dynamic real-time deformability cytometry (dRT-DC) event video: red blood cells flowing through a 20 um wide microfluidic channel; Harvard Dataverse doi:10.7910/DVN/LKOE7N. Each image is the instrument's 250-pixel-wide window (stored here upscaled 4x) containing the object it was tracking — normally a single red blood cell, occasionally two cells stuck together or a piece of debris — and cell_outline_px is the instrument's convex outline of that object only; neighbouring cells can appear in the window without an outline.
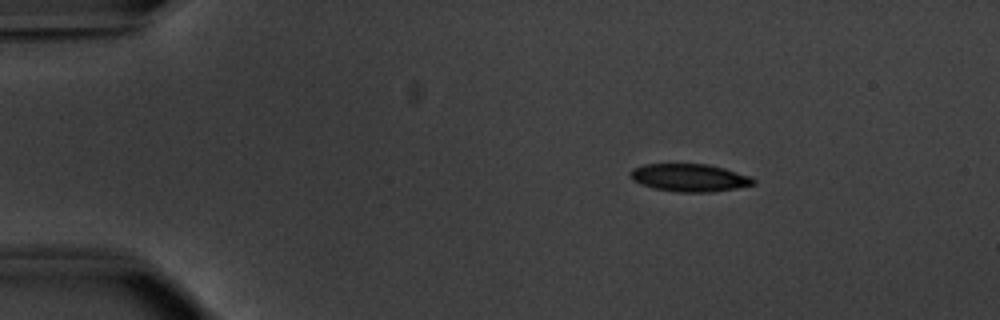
{"species": "common noctule bat (a hibernating species)", "species_latin": "Nyctalus noctula", "temperature_condition": "warm", "stored_images_in_passage": 52, "camera_frame_rate_fps": 3000, "um_per_image_px": 0.085, "animal": {"sex": "male", "body_mass_g": 20.1, "forearm_length_mm": 53.5}, "frame": {"image": 1, "passage_image": 8, "time_ms": 2.333, "image_size_px": [1000, 320], "cell_outline_px": [[756, 184], [736, 188], [708, 192], [676, 192], [652, 188], [640, 184], [632, 180], [632, 168], [644, 164], [708, 164], [724, 168], [748, 176], [756, 180]], "centroid_in_image_um": [58.59, 15.11], "position_along_channel_um": 26.4, "area_um2": 19.77}}
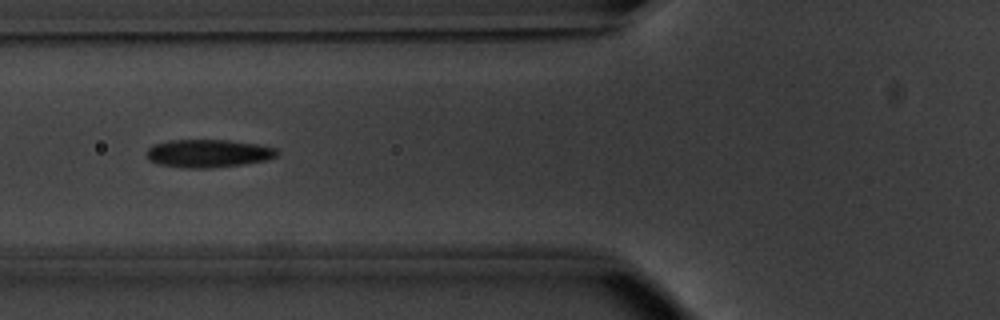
{"frame": {"image": 2, "passage_image": 20, "time_ms": 6.333, "image_size_px": [1000, 320], "cell_outline_px": [[280, 152], [276, 156], [268, 160], [244, 164], [212, 168], [184, 168], [160, 164], [148, 160], [148, 148], [152, 144], [168, 140], [228, 140], [256, 144], [276, 148]], "centroid_in_image_um": [17.71, 13.04], "position_along_channel_um": 108.1, "area_um2": 21.39}}
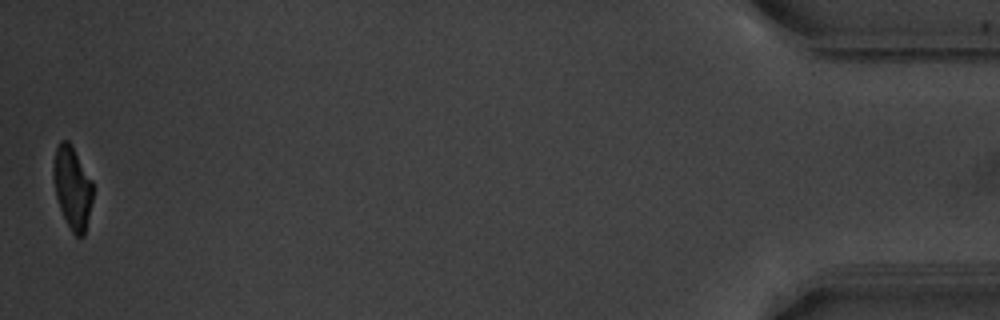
{"frame": {"image": 3, "passage_image": 52, "time_ms": 17.0, "image_size_px": [1000, 320], "cell_outline_px": [[92, 200], [84, 236], [76, 236], [72, 232], [60, 208], [56, 196], [52, 172], [52, 168], [56, 148], [60, 140], [68, 140], [92, 180]], "centroid_in_image_um": [6.13, 15.93], "position_along_channel_um": 429.1, "area_um2": 18.67}, "authors_computed_cell_mechanics": {"area_um2": 20.5768, "velocity_mm_per_s": 3.8253, "shape_relaxation_time_tau1_ms": 2.4235, "shape_relaxation_time_tau2_ms": 1.8012, "deformation_change_tau1": 0.1487, "deformation_change_tau2": 0.0872}}